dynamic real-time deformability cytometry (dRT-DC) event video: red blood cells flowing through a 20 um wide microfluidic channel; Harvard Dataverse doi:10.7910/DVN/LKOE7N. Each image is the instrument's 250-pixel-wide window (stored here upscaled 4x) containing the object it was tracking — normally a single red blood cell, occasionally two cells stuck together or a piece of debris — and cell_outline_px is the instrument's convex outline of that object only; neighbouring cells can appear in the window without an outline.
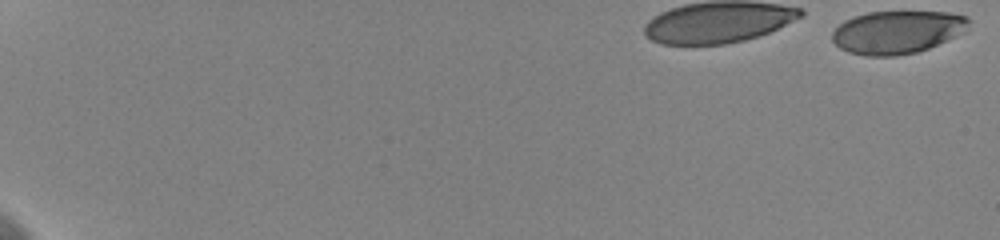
{"species": "human", "species_latin": "Homo sapiens", "temperature_condition": "cold", "stored_images_in_passage": 45, "camera_frame_rate_fps": 3000, "um_per_image_px": 0.085, "donor": {"sex": "female"}, "frame": {"image": 1, "passage_image": 1, "time_ms": 0.0, "image_size_px": [1000, 240], "cell_outline_px": [[972, 20], [968, 32], [928, 48], [916, 52], [896, 56], [868, 56], [848, 52], [840, 48], [832, 40], [832, 32], [844, 20], [868, 12], [948, 12], [968, 16]], "centroid_in_image_um": [76.34, 2.73], "position_along_channel_um": 8.7, "area_um2": 34.51}}
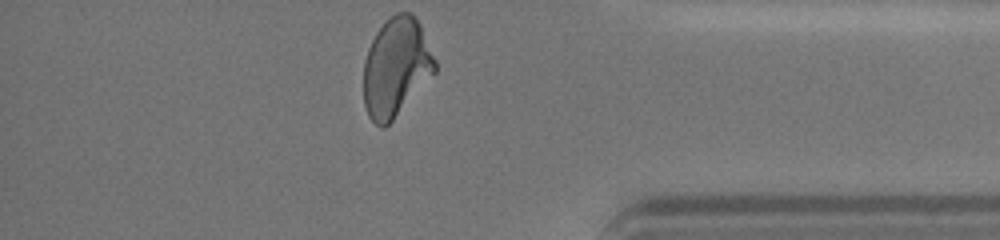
{"frame": {"image": 2, "passage_image": 45, "time_ms": 14.667, "image_size_px": [1000, 240], "cell_outline_px": [[436, 72], [392, 120], [384, 128], [380, 128], [368, 116], [364, 104], [364, 60], [368, 48], [376, 32], [396, 12], [408, 12], [420, 24], [436, 60]], "centroid_in_image_um": [33.66, 5.74], "position_along_channel_um": 401.5, "area_um2": 40.63}, "authors_computed_cell_mechanics": {"area_um2": 41.2114, "velocity_mm_per_s": 3.5986, "shape_relaxation_time_tau1_ms": 8.3658, "shape_relaxation_time_tau2_ms": 0.8835, "deformation_change_tau1": 0.2268, "deformation_change_tau2": 0.0707}}